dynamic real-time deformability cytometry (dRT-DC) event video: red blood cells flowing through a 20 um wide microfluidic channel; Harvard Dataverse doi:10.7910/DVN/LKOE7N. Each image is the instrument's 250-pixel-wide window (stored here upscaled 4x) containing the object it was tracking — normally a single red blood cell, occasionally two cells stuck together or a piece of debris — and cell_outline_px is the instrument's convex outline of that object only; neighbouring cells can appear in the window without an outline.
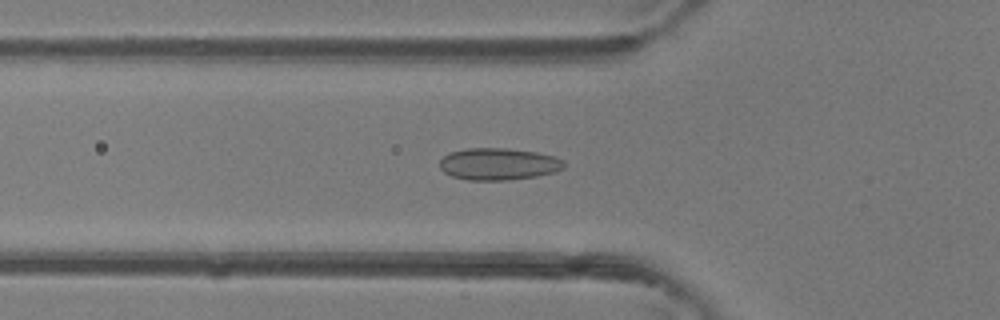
{"species": "common noctule bat (a hibernating species)", "species_latin": "Nyctalus noctula", "temperature_condition": "room temperature", "stored_images_in_passage": 39, "camera_frame_rate_fps": 3000, "um_per_image_px": 0.085, "animal": {"sex": "female"}, "frame": {"image": 1, "passage_image": 8, "time_ms": 2.333, "image_size_px": [1000, 320], "cell_outline_px": [[564, 168], [552, 172], [536, 176], [508, 180], [468, 180], [452, 176], [444, 172], [440, 168], [440, 160], [444, 156], [452, 152], [464, 148], [504, 148], [536, 152], [552, 156], [564, 160]], "centroid_in_image_um": [42.35, 13.94], "position_along_channel_um": 83.5, "area_um2": 23.0}}
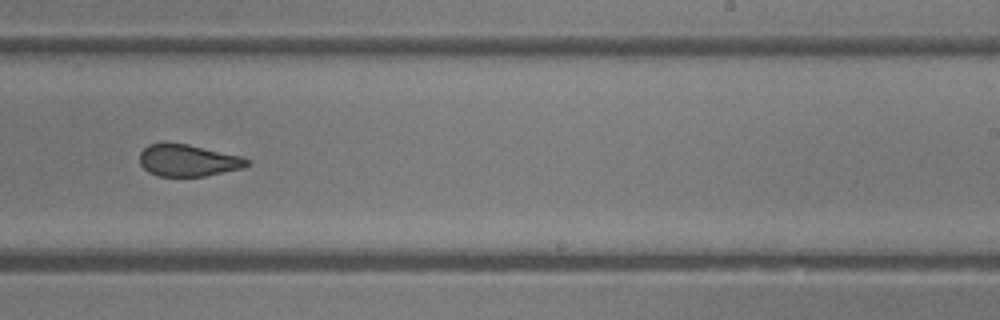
{"frame": {"image": 2, "passage_image": 21, "time_ms": 6.667, "image_size_px": [1000, 320], "cell_outline_px": [[248, 164], [244, 168], [204, 176], [156, 176], [148, 172], [140, 164], [140, 152], [148, 144], [188, 144], [244, 156], [248, 160]], "centroid_in_image_um": [16.0, 13.64], "position_along_channel_um": 273.0, "area_um2": 19.88}}
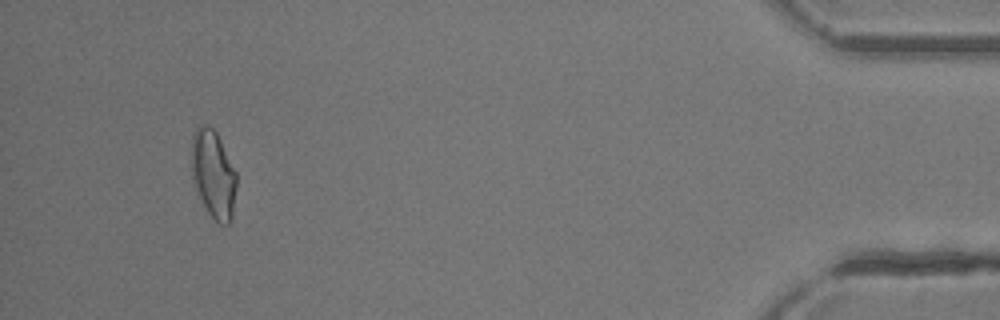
{"frame": {"image": 3, "passage_image": 36, "time_ms": 11.667, "image_size_px": [1000, 320], "cell_outline_px": [[236, 188], [232, 220], [228, 224], [220, 224], [208, 212], [196, 188], [192, 176], [192, 136], [196, 128], [200, 124], [204, 124], [212, 128], [216, 132], [236, 172]], "centroid_in_image_um": [18.14, 14.8], "position_along_channel_um": 417.1, "area_um2": 22.72}, "authors_computed_cell_mechanics": {"area_um2": 21.6172, "velocity_mm_per_s": 4.357, "shape_relaxation_time_tau1_ms": null, "shape_relaxation_time_tau2_ms": 1.3451, "deformation_change_tau1": null, "deformation_change_tau2": 0.058}}